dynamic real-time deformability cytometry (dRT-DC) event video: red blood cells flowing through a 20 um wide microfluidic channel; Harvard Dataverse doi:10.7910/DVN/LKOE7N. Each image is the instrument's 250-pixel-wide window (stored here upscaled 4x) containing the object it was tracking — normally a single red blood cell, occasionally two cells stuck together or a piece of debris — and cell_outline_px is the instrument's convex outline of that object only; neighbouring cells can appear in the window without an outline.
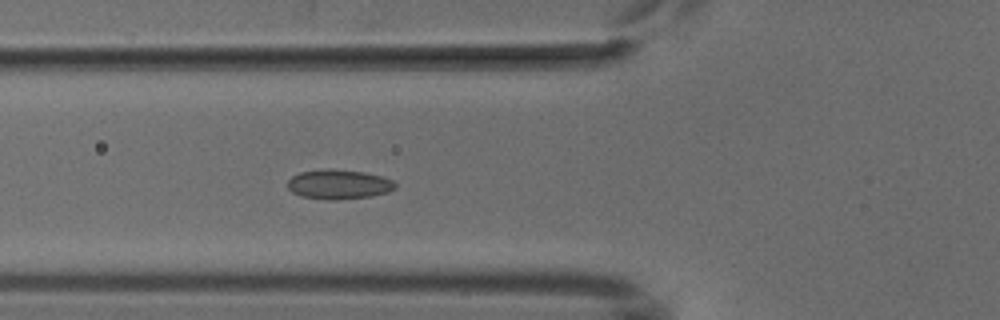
{"species": "common noctule bat (a hibernating species)", "species_latin": "Nyctalus noctula", "temperature_condition": "cold", "stored_images_in_passage": 5, "camera_frame_rate_fps": 3000, "um_per_image_px": 0.085, "animal": {"sex": "male", "body_mass_g": 18.8}, "frame": {"image": 1, "passage_image": 5, "time_ms": 4.333, "image_size_px": [1000, 320], "cell_outline_px": [[396, 188], [388, 192], [372, 196], [336, 200], [328, 200], [300, 196], [292, 192], [288, 188], [288, 180], [292, 176], [300, 172], [324, 168], [332, 168], [364, 172], [380, 176], [392, 180], [396, 184]], "centroid_in_image_um": [28.78, 15.66], "position_along_channel_um": 97.0, "area_um2": 18.73}}